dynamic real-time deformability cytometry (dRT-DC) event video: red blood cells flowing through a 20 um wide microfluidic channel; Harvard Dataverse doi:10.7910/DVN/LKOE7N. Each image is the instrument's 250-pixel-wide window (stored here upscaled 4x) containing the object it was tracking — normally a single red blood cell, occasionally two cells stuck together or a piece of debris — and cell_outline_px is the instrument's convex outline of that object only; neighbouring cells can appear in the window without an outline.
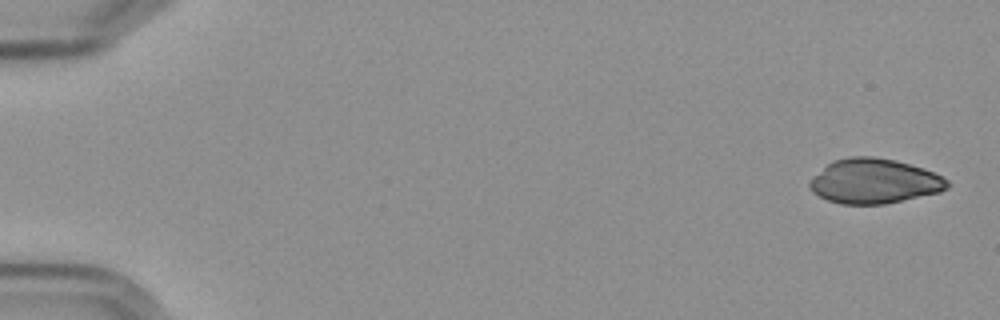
{"species": "Egyptian fruit bat (a non-hibernating species)", "species_latin": "Rousettus aegyptiacus", "temperature_condition": "cold", "stored_images_in_passage": 4, "camera_frame_rate_fps": 3000, "um_per_image_px": 0.085, "frame": {"image": 1, "passage_image": 1, "time_ms": 0.0, "image_size_px": [1000, 320], "cell_outline_px": [[948, 188], [940, 192], [884, 204], [840, 204], [828, 200], [812, 192], [808, 184], [812, 176], [832, 160], [848, 156], [872, 156], [896, 160], [924, 168], [944, 176], [948, 180]], "centroid_in_image_um": [74.3, 15.38], "position_along_channel_um": 10.7, "area_um2": 36.18}}